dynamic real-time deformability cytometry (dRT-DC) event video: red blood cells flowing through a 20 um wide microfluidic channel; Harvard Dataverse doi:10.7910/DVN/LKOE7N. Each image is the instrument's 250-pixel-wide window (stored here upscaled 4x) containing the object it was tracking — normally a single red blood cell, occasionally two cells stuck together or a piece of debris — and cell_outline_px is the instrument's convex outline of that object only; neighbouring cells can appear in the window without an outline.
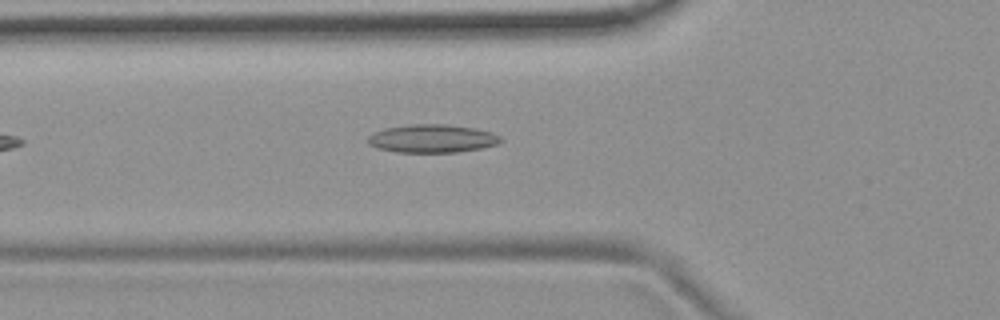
{"species": "common noctule bat (a hibernating species)", "species_latin": "Nyctalus noctula", "temperature_condition": "room temperature", "stored_images_in_passage": 3, "camera_frame_rate_fps": 3000, "um_per_image_px": 0.085, "animal": {"sex": "female", "body_mass_g": 19.9}, "frame": {"image": 1, "passage_image": 3, "time_ms": 0.667, "image_size_px": [1000, 320], "cell_outline_px": [[504, 140], [500, 144], [480, 148], [456, 152], [396, 152], [376, 148], [368, 144], [368, 136], [384, 128], [408, 124], [444, 124], [476, 128], [492, 132], [500, 136]], "centroid_in_image_um": [36.76, 11.77], "position_along_channel_um": 89.0, "area_um2": 21.96}}